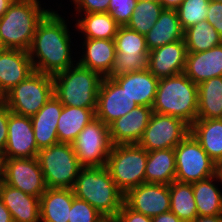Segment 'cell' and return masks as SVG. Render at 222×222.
<instances>
[{
    "label": "cell",
    "instance_id": "cell-1",
    "mask_svg": "<svg viewBox=\"0 0 222 222\" xmlns=\"http://www.w3.org/2000/svg\"><path fill=\"white\" fill-rule=\"evenodd\" d=\"M66 24V20L53 10L38 24L28 50L35 71L54 76L75 64Z\"/></svg>",
    "mask_w": 222,
    "mask_h": 222
},
{
    "label": "cell",
    "instance_id": "cell-2",
    "mask_svg": "<svg viewBox=\"0 0 222 222\" xmlns=\"http://www.w3.org/2000/svg\"><path fill=\"white\" fill-rule=\"evenodd\" d=\"M74 196L85 200L107 220H113L124 203L106 166L82 167L72 188Z\"/></svg>",
    "mask_w": 222,
    "mask_h": 222
},
{
    "label": "cell",
    "instance_id": "cell-3",
    "mask_svg": "<svg viewBox=\"0 0 222 222\" xmlns=\"http://www.w3.org/2000/svg\"><path fill=\"white\" fill-rule=\"evenodd\" d=\"M39 0H14L0 18V40L5 48L28 51L38 24L50 12Z\"/></svg>",
    "mask_w": 222,
    "mask_h": 222
},
{
    "label": "cell",
    "instance_id": "cell-4",
    "mask_svg": "<svg viewBox=\"0 0 222 222\" xmlns=\"http://www.w3.org/2000/svg\"><path fill=\"white\" fill-rule=\"evenodd\" d=\"M152 109L180 118L191 126L197 120L198 85L184 73L160 78Z\"/></svg>",
    "mask_w": 222,
    "mask_h": 222
},
{
    "label": "cell",
    "instance_id": "cell-5",
    "mask_svg": "<svg viewBox=\"0 0 222 222\" xmlns=\"http://www.w3.org/2000/svg\"><path fill=\"white\" fill-rule=\"evenodd\" d=\"M74 65L52 76L54 96L63 106L88 108L96 112L98 93L104 77L78 62Z\"/></svg>",
    "mask_w": 222,
    "mask_h": 222
},
{
    "label": "cell",
    "instance_id": "cell-6",
    "mask_svg": "<svg viewBox=\"0 0 222 222\" xmlns=\"http://www.w3.org/2000/svg\"><path fill=\"white\" fill-rule=\"evenodd\" d=\"M47 188L72 189L82 168L72 144L56 143L37 154Z\"/></svg>",
    "mask_w": 222,
    "mask_h": 222
},
{
    "label": "cell",
    "instance_id": "cell-7",
    "mask_svg": "<svg viewBox=\"0 0 222 222\" xmlns=\"http://www.w3.org/2000/svg\"><path fill=\"white\" fill-rule=\"evenodd\" d=\"M147 158L148 151L138 144L112 146L106 167L124 195L130 189L145 183Z\"/></svg>",
    "mask_w": 222,
    "mask_h": 222
},
{
    "label": "cell",
    "instance_id": "cell-8",
    "mask_svg": "<svg viewBox=\"0 0 222 222\" xmlns=\"http://www.w3.org/2000/svg\"><path fill=\"white\" fill-rule=\"evenodd\" d=\"M54 96L53 77L34 71L24 81L3 96V103L11 112L33 116Z\"/></svg>",
    "mask_w": 222,
    "mask_h": 222
},
{
    "label": "cell",
    "instance_id": "cell-9",
    "mask_svg": "<svg viewBox=\"0 0 222 222\" xmlns=\"http://www.w3.org/2000/svg\"><path fill=\"white\" fill-rule=\"evenodd\" d=\"M175 181L193 183L215 175V162L189 133L175 148Z\"/></svg>",
    "mask_w": 222,
    "mask_h": 222
},
{
    "label": "cell",
    "instance_id": "cell-10",
    "mask_svg": "<svg viewBox=\"0 0 222 222\" xmlns=\"http://www.w3.org/2000/svg\"><path fill=\"white\" fill-rule=\"evenodd\" d=\"M116 54L113 67L107 78H116L147 68L149 50L145 35L133 31L126 26H120L114 38Z\"/></svg>",
    "mask_w": 222,
    "mask_h": 222
},
{
    "label": "cell",
    "instance_id": "cell-11",
    "mask_svg": "<svg viewBox=\"0 0 222 222\" xmlns=\"http://www.w3.org/2000/svg\"><path fill=\"white\" fill-rule=\"evenodd\" d=\"M112 146L109 126L98 118L88 123L72 143L82 167L106 166Z\"/></svg>",
    "mask_w": 222,
    "mask_h": 222
},
{
    "label": "cell",
    "instance_id": "cell-12",
    "mask_svg": "<svg viewBox=\"0 0 222 222\" xmlns=\"http://www.w3.org/2000/svg\"><path fill=\"white\" fill-rule=\"evenodd\" d=\"M189 133L190 126L180 118L153 112L138 145L147 151L174 149Z\"/></svg>",
    "mask_w": 222,
    "mask_h": 222
},
{
    "label": "cell",
    "instance_id": "cell-13",
    "mask_svg": "<svg viewBox=\"0 0 222 222\" xmlns=\"http://www.w3.org/2000/svg\"><path fill=\"white\" fill-rule=\"evenodd\" d=\"M5 184L38 198L47 189L37 157L6 158Z\"/></svg>",
    "mask_w": 222,
    "mask_h": 222
},
{
    "label": "cell",
    "instance_id": "cell-14",
    "mask_svg": "<svg viewBox=\"0 0 222 222\" xmlns=\"http://www.w3.org/2000/svg\"><path fill=\"white\" fill-rule=\"evenodd\" d=\"M124 203L133 211L154 217L170 211L169 185L142 183L124 195Z\"/></svg>",
    "mask_w": 222,
    "mask_h": 222
},
{
    "label": "cell",
    "instance_id": "cell-15",
    "mask_svg": "<svg viewBox=\"0 0 222 222\" xmlns=\"http://www.w3.org/2000/svg\"><path fill=\"white\" fill-rule=\"evenodd\" d=\"M136 107L138 105L114 79L103 78L98 93L96 118L109 126Z\"/></svg>",
    "mask_w": 222,
    "mask_h": 222
},
{
    "label": "cell",
    "instance_id": "cell-16",
    "mask_svg": "<svg viewBox=\"0 0 222 222\" xmlns=\"http://www.w3.org/2000/svg\"><path fill=\"white\" fill-rule=\"evenodd\" d=\"M38 152L31 118L11 112L3 156L5 158H34L37 157Z\"/></svg>",
    "mask_w": 222,
    "mask_h": 222
},
{
    "label": "cell",
    "instance_id": "cell-17",
    "mask_svg": "<svg viewBox=\"0 0 222 222\" xmlns=\"http://www.w3.org/2000/svg\"><path fill=\"white\" fill-rule=\"evenodd\" d=\"M187 53L184 40H178L150 50L147 58V69L159 79L183 73Z\"/></svg>",
    "mask_w": 222,
    "mask_h": 222
},
{
    "label": "cell",
    "instance_id": "cell-18",
    "mask_svg": "<svg viewBox=\"0 0 222 222\" xmlns=\"http://www.w3.org/2000/svg\"><path fill=\"white\" fill-rule=\"evenodd\" d=\"M34 71L28 51L5 48L0 53V94L4 96Z\"/></svg>",
    "mask_w": 222,
    "mask_h": 222
},
{
    "label": "cell",
    "instance_id": "cell-19",
    "mask_svg": "<svg viewBox=\"0 0 222 222\" xmlns=\"http://www.w3.org/2000/svg\"><path fill=\"white\" fill-rule=\"evenodd\" d=\"M152 114V107L138 106L116 119L109 125L112 145L138 144Z\"/></svg>",
    "mask_w": 222,
    "mask_h": 222
},
{
    "label": "cell",
    "instance_id": "cell-20",
    "mask_svg": "<svg viewBox=\"0 0 222 222\" xmlns=\"http://www.w3.org/2000/svg\"><path fill=\"white\" fill-rule=\"evenodd\" d=\"M62 109L61 102L53 96L37 114L30 117L35 142L39 150L59 143L57 125Z\"/></svg>",
    "mask_w": 222,
    "mask_h": 222
},
{
    "label": "cell",
    "instance_id": "cell-21",
    "mask_svg": "<svg viewBox=\"0 0 222 222\" xmlns=\"http://www.w3.org/2000/svg\"><path fill=\"white\" fill-rule=\"evenodd\" d=\"M196 85L222 76V43L202 52H188L183 72Z\"/></svg>",
    "mask_w": 222,
    "mask_h": 222
},
{
    "label": "cell",
    "instance_id": "cell-22",
    "mask_svg": "<svg viewBox=\"0 0 222 222\" xmlns=\"http://www.w3.org/2000/svg\"><path fill=\"white\" fill-rule=\"evenodd\" d=\"M138 106L153 107L159 78L147 68L113 78Z\"/></svg>",
    "mask_w": 222,
    "mask_h": 222
},
{
    "label": "cell",
    "instance_id": "cell-23",
    "mask_svg": "<svg viewBox=\"0 0 222 222\" xmlns=\"http://www.w3.org/2000/svg\"><path fill=\"white\" fill-rule=\"evenodd\" d=\"M0 197L13 222H40V198L7 184L0 188Z\"/></svg>",
    "mask_w": 222,
    "mask_h": 222
},
{
    "label": "cell",
    "instance_id": "cell-24",
    "mask_svg": "<svg viewBox=\"0 0 222 222\" xmlns=\"http://www.w3.org/2000/svg\"><path fill=\"white\" fill-rule=\"evenodd\" d=\"M84 52L79 61L80 65L100 73L106 77L114 63L116 48L114 39L84 38Z\"/></svg>",
    "mask_w": 222,
    "mask_h": 222
},
{
    "label": "cell",
    "instance_id": "cell-25",
    "mask_svg": "<svg viewBox=\"0 0 222 222\" xmlns=\"http://www.w3.org/2000/svg\"><path fill=\"white\" fill-rule=\"evenodd\" d=\"M145 40L149 51L184 40V30L179 22L177 11L164 9L150 31L145 34Z\"/></svg>",
    "mask_w": 222,
    "mask_h": 222
},
{
    "label": "cell",
    "instance_id": "cell-26",
    "mask_svg": "<svg viewBox=\"0 0 222 222\" xmlns=\"http://www.w3.org/2000/svg\"><path fill=\"white\" fill-rule=\"evenodd\" d=\"M74 197L72 189L47 188L40 197V221L68 222Z\"/></svg>",
    "mask_w": 222,
    "mask_h": 222
},
{
    "label": "cell",
    "instance_id": "cell-27",
    "mask_svg": "<svg viewBox=\"0 0 222 222\" xmlns=\"http://www.w3.org/2000/svg\"><path fill=\"white\" fill-rule=\"evenodd\" d=\"M176 164L174 149H159L148 151L145 167L146 183H161L169 185L175 181Z\"/></svg>",
    "mask_w": 222,
    "mask_h": 222
},
{
    "label": "cell",
    "instance_id": "cell-28",
    "mask_svg": "<svg viewBox=\"0 0 222 222\" xmlns=\"http://www.w3.org/2000/svg\"><path fill=\"white\" fill-rule=\"evenodd\" d=\"M95 118L96 113L92 109L63 106L57 125L58 141L72 144L85 126Z\"/></svg>",
    "mask_w": 222,
    "mask_h": 222
},
{
    "label": "cell",
    "instance_id": "cell-29",
    "mask_svg": "<svg viewBox=\"0 0 222 222\" xmlns=\"http://www.w3.org/2000/svg\"><path fill=\"white\" fill-rule=\"evenodd\" d=\"M190 133L215 163L222 158V119H197Z\"/></svg>",
    "mask_w": 222,
    "mask_h": 222
},
{
    "label": "cell",
    "instance_id": "cell-30",
    "mask_svg": "<svg viewBox=\"0 0 222 222\" xmlns=\"http://www.w3.org/2000/svg\"><path fill=\"white\" fill-rule=\"evenodd\" d=\"M197 119H222V76L198 85Z\"/></svg>",
    "mask_w": 222,
    "mask_h": 222
},
{
    "label": "cell",
    "instance_id": "cell-31",
    "mask_svg": "<svg viewBox=\"0 0 222 222\" xmlns=\"http://www.w3.org/2000/svg\"><path fill=\"white\" fill-rule=\"evenodd\" d=\"M214 180L215 175L192 183L198 216L222 215V193Z\"/></svg>",
    "mask_w": 222,
    "mask_h": 222
},
{
    "label": "cell",
    "instance_id": "cell-32",
    "mask_svg": "<svg viewBox=\"0 0 222 222\" xmlns=\"http://www.w3.org/2000/svg\"><path fill=\"white\" fill-rule=\"evenodd\" d=\"M76 20V29L88 39H114L120 25L107 12L86 13Z\"/></svg>",
    "mask_w": 222,
    "mask_h": 222
},
{
    "label": "cell",
    "instance_id": "cell-33",
    "mask_svg": "<svg viewBox=\"0 0 222 222\" xmlns=\"http://www.w3.org/2000/svg\"><path fill=\"white\" fill-rule=\"evenodd\" d=\"M170 211L183 222L193 221L197 216V207L192 183L173 181L169 184Z\"/></svg>",
    "mask_w": 222,
    "mask_h": 222
},
{
    "label": "cell",
    "instance_id": "cell-34",
    "mask_svg": "<svg viewBox=\"0 0 222 222\" xmlns=\"http://www.w3.org/2000/svg\"><path fill=\"white\" fill-rule=\"evenodd\" d=\"M187 52H202L222 43V36L206 20L184 30Z\"/></svg>",
    "mask_w": 222,
    "mask_h": 222
},
{
    "label": "cell",
    "instance_id": "cell-35",
    "mask_svg": "<svg viewBox=\"0 0 222 222\" xmlns=\"http://www.w3.org/2000/svg\"><path fill=\"white\" fill-rule=\"evenodd\" d=\"M164 10L159 1L138 0L126 27L147 34Z\"/></svg>",
    "mask_w": 222,
    "mask_h": 222
},
{
    "label": "cell",
    "instance_id": "cell-36",
    "mask_svg": "<svg viewBox=\"0 0 222 222\" xmlns=\"http://www.w3.org/2000/svg\"><path fill=\"white\" fill-rule=\"evenodd\" d=\"M210 0H184L176 9L183 30L207 18Z\"/></svg>",
    "mask_w": 222,
    "mask_h": 222
},
{
    "label": "cell",
    "instance_id": "cell-37",
    "mask_svg": "<svg viewBox=\"0 0 222 222\" xmlns=\"http://www.w3.org/2000/svg\"><path fill=\"white\" fill-rule=\"evenodd\" d=\"M107 219L85 200L73 198L68 222H105Z\"/></svg>",
    "mask_w": 222,
    "mask_h": 222
},
{
    "label": "cell",
    "instance_id": "cell-38",
    "mask_svg": "<svg viewBox=\"0 0 222 222\" xmlns=\"http://www.w3.org/2000/svg\"><path fill=\"white\" fill-rule=\"evenodd\" d=\"M138 0H110L107 13L120 25L126 26Z\"/></svg>",
    "mask_w": 222,
    "mask_h": 222
},
{
    "label": "cell",
    "instance_id": "cell-39",
    "mask_svg": "<svg viewBox=\"0 0 222 222\" xmlns=\"http://www.w3.org/2000/svg\"><path fill=\"white\" fill-rule=\"evenodd\" d=\"M78 13L107 12L110 0H72Z\"/></svg>",
    "mask_w": 222,
    "mask_h": 222
},
{
    "label": "cell",
    "instance_id": "cell-40",
    "mask_svg": "<svg viewBox=\"0 0 222 222\" xmlns=\"http://www.w3.org/2000/svg\"><path fill=\"white\" fill-rule=\"evenodd\" d=\"M113 220L114 222H152V217L133 211L123 203Z\"/></svg>",
    "mask_w": 222,
    "mask_h": 222
},
{
    "label": "cell",
    "instance_id": "cell-41",
    "mask_svg": "<svg viewBox=\"0 0 222 222\" xmlns=\"http://www.w3.org/2000/svg\"><path fill=\"white\" fill-rule=\"evenodd\" d=\"M206 21L222 36V2L210 1Z\"/></svg>",
    "mask_w": 222,
    "mask_h": 222
},
{
    "label": "cell",
    "instance_id": "cell-42",
    "mask_svg": "<svg viewBox=\"0 0 222 222\" xmlns=\"http://www.w3.org/2000/svg\"><path fill=\"white\" fill-rule=\"evenodd\" d=\"M11 113L10 109L3 103H0V155H3L7 135H8V119L9 114Z\"/></svg>",
    "mask_w": 222,
    "mask_h": 222
},
{
    "label": "cell",
    "instance_id": "cell-43",
    "mask_svg": "<svg viewBox=\"0 0 222 222\" xmlns=\"http://www.w3.org/2000/svg\"><path fill=\"white\" fill-rule=\"evenodd\" d=\"M152 222H183L174 213L168 211L152 217Z\"/></svg>",
    "mask_w": 222,
    "mask_h": 222
},
{
    "label": "cell",
    "instance_id": "cell-44",
    "mask_svg": "<svg viewBox=\"0 0 222 222\" xmlns=\"http://www.w3.org/2000/svg\"><path fill=\"white\" fill-rule=\"evenodd\" d=\"M0 222H13L10 211L5 207L0 197Z\"/></svg>",
    "mask_w": 222,
    "mask_h": 222
},
{
    "label": "cell",
    "instance_id": "cell-45",
    "mask_svg": "<svg viewBox=\"0 0 222 222\" xmlns=\"http://www.w3.org/2000/svg\"><path fill=\"white\" fill-rule=\"evenodd\" d=\"M164 9L176 10L184 0H158Z\"/></svg>",
    "mask_w": 222,
    "mask_h": 222
},
{
    "label": "cell",
    "instance_id": "cell-46",
    "mask_svg": "<svg viewBox=\"0 0 222 222\" xmlns=\"http://www.w3.org/2000/svg\"><path fill=\"white\" fill-rule=\"evenodd\" d=\"M6 181V158L0 155V188L5 184Z\"/></svg>",
    "mask_w": 222,
    "mask_h": 222
},
{
    "label": "cell",
    "instance_id": "cell-47",
    "mask_svg": "<svg viewBox=\"0 0 222 222\" xmlns=\"http://www.w3.org/2000/svg\"><path fill=\"white\" fill-rule=\"evenodd\" d=\"M190 222H222V215L197 216L193 221Z\"/></svg>",
    "mask_w": 222,
    "mask_h": 222
},
{
    "label": "cell",
    "instance_id": "cell-48",
    "mask_svg": "<svg viewBox=\"0 0 222 222\" xmlns=\"http://www.w3.org/2000/svg\"><path fill=\"white\" fill-rule=\"evenodd\" d=\"M14 0H0V18L7 11Z\"/></svg>",
    "mask_w": 222,
    "mask_h": 222
},
{
    "label": "cell",
    "instance_id": "cell-49",
    "mask_svg": "<svg viewBox=\"0 0 222 222\" xmlns=\"http://www.w3.org/2000/svg\"><path fill=\"white\" fill-rule=\"evenodd\" d=\"M215 176L222 182V158L215 163Z\"/></svg>",
    "mask_w": 222,
    "mask_h": 222
},
{
    "label": "cell",
    "instance_id": "cell-50",
    "mask_svg": "<svg viewBox=\"0 0 222 222\" xmlns=\"http://www.w3.org/2000/svg\"><path fill=\"white\" fill-rule=\"evenodd\" d=\"M5 49V47L3 46L1 40H0V53Z\"/></svg>",
    "mask_w": 222,
    "mask_h": 222
},
{
    "label": "cell",
    "instance_id": "cell-51",
    "mask_svg": "<svg viewBox=\"0 0 222 222\" xmlns=\"http://www.w3.org/2000/svg\"><path fill=\"white\" fill-rule=\"evenodd\" d=\"M3 101V96L0 94V103Z\"/></svg>",
    "mask_w": 222,
    "mask_h": 222
},
{
    "label": "cell",
    "instance_id": "cell-52",
    "mask_svg": "<svg viewBox=\"0 0 222 222\" xmlns=\"http://www.w3.org/2000/svg\"><path fill=\"white\" fill-rule=\"evenodd\" d=\"M210 1H215V2H222V0H210Z\"/></svg>",
    "mask_w": 222,
    "mask_h": 222
},
{
    "label": "cell",
    "instance_id": "cell-53",
    "mask_svg": "<svg viewBox=\"0 0 222 222\" xmlns=\"http://www.w3.org/2000/svg\"><path fill=\"white\" fill-rule=\"evenodd\" d=\"M105 222H114V220H106Z\"/></svg>",
    "mask_w": 222,
    "mask_h": 222
}]
</instances>
